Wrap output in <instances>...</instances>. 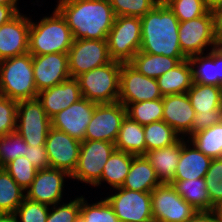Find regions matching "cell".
Segmentation results:
<instances>
[{
    "mask_svg": "<svg viewBox=\"0 0 222 222\" xmlns=\"http://www.w3.org/2000/svg\"><path fill=\"white\" fill-rule=\"evenodd\" d=\"M73 39L105 40L115 21L109 0H57Z\"/></svg>",
    "mask_w": 222,
    "mask_h": 222,
    "instance_id": "1",
    "label": "cell"
},
{
    "mask_svg": "<svg viewBox=\"0 0 222 222\" xmlns=\"http://www.w3.org/2000/svg\"><path fill=\"white\" fill-rule=\"evenodd\" d=\"M140 20V51L172 58H187L179 45V20L167 5H155Z\"/></svg>",
    "mask_w": 222,
    "mask_h": 222,
    "instance_id": "2",
    "label": "cell"
},
{
    "mask_svg": "<svg viewBox=\"0 0 222 222\" xmlns=\"http://www.w3.org/2000/svg\"><path fill=\"white\" fill-rule=\"evenodd\" d=\"M73 35L65 18L54 7L52 14L33 22L29 29L28 53L32 56L68 53Z\"/></svg>",
    "mask_w": 222,
    "mask_h": 222,
    "instance_id": "3",
    "label": "cell"
},
{
    "mask_svg": "<svg viewBox=\"0 0 222 222\" xmlns=\"http://www.w3.org/2000/svg\"><path fill=\"white\" fill-rule=\"evenodd\" d=\"M37 94L30 53L0 61V96L21 101Z\"/></svg>",
    "mask_w": 222,
    "mask_h": 222,
    "instance_id": "4",
    "label": "cell"
},
{
    "mask_svg": "<svg viewBox=\"0 0 222 222\" xmlns=\"http://www.w3.org/2000/svg\"><path fill=\"white\" fill-rule=\"evenodd\" d=\"M121 64L112 60L78 76L82 97L96 104L117 102Z\"/></svg>",
    "mask_w": 222,
    "mask_h": 222,
    "instance_id": "5",
    "label": "cell"
},
{
    "mask_svg": "<svg viewBox=\"0 0 222 222\" xmlns=\"http://www.w3.org/2000/svg\"><path fill=\"white\" fill-rule=\"evenodd\" d=\"M107 43L112 60L129 63L141 47L140 17L116 16Z\"/></svg>",
    "mask_w": 222,
    "mask_h": 222,
    "instance_id": "6",
    "label": "cell"
},
{
    "mask_svg": "<svg viewBox=\"0 0 222 222\" xmlns=\"http://www.w3.org/2000/svg\"><path fill=\"white\" fill-rule=\"evenodd\" d=\"M51 119L37 98L18 101L16 131L30 146H45Z\"/></svg>",
    "mask_w": 222,
    "mask_h": 222,
    "instance_id": "7",
    "label": "cell"
},
{
    "mask_svg": "<svg viewBox=\"0 0 222 222\" xmlns=\"http://www.w3.org/2000/svg\"><path fill=\"white\" fill-rule=\"evenodd\" d=\"M115 149V144L111 142L83 140L71 179L94 186L101 179L104 165Z\"/></svg>",
    "mask_w": 222,
    "mask_h": 222,
    "instance_id": "8",
    "label": "cell"
},
{
    "mask_svg": "<svg viewBox=\"0 0 222 222\" xmlns=\"http://www.w3.org/2000/svg\"><path fill=\"white\" fill-rule=\"evenodd\" d=\"M67 54L69 73L73 78L112 61L107 39H74Z\"/></svg>",
    "mask_w": 222,
    "mask_h": 222,
    "instance_id": "9",
    "label": "cell"
},
{
    "mask_svg": "<svg viewBox=\"0 0 222 222\" xmlns=\"http://www.w3.org/2000/svg\"><path fill=\"white\" fill-rule=\"evenodd\" d=\"M178 33L181 51L187 58L204 53L209 46L208 51L217 46L211 11L192 20L179 22Z\"/></svg>",
    "mask_w": 222,
    "mask_h": 222,
    "instance_id": "10",
    "label": "cell"
},
{
    "mask_svg": "<svg viewBox=\"0 0 222 222\" xmlns=\"http://www.w3.org/2000/svg\"><path fill=\"white\" fill-rule=\"evenodd\" d=\"M151 205L154 222H184L197 212L171 183H161L152 190Z\"/></svg>",
    "mask_w": 222,
    "mask_h": 222,
    "instance_id": "11",
    "label": "cell"
},
{
    "mask_svg": "<svg viewBox=\"0 0 222 222\" xmlns=\"http://www.w3.org/2000/svg\"><path fill=\"white\" fill-rule=\"evenodd\" d=\"M115 194L105 198L120 222H154L151 192H137L125 188L113 189Z\"/></svg>",
    "mask_w": 222,
    "mask_h": 222,
    "instance_id": "12",
    "label": "cell"
},
{
    "mask_svg": "<svg viewBox=\"0 0 222 222\" xmlns=\"http://www.w3.org/2000/svg\"><path fill=\"white\" fill-rule=\"evenodd\" d=\"M163 98L157 80L141 74L130 63H122L120 70L118 101L125 107L129 103H139Z\"/></svg>",
    "mask_w": 222,
    "mask_h": 222,
    "instance_id": "13",
    "label": "cell"
},
{
    "mask_svg": "<svg viewBox=\"0 0 222 222\" xmlns=\"http://www.w3.org/2000/svg\"><path fill=\"white\" fill-rule=\"evenodd\" d=\"M126 116V107L119 101L96 104L91 121L87 126L84 140L115 143Z\"/></svg>",
    "mask_w": 222,
    "mask_h": 222,
    "instance_id": "14",
    "label": "cell"
},
{
    "mask_svg": "<svg viewBox=\"0 0 222 222\" xmlns=\"http://www.w3.org/2000/svg\"><path fill=\"white\" fill-rule=\"evenodd\" d=\"M80 147L79 140L50 127L45 142L50 167L64 170L71 175L77 166Z\"/></svg>",
    "mask_w": 222,
    "mask_h": 222,
    "instance_id": "15",
    "label": "cell"
},
{
    "mask_svg": "<svg viewBox=\"0 0 222 222\" xmlns=\"http://www.w3.org/2000/svg\"><path fill=\"white\" fill-rule=\"evenodd\" d=\"M66 177L71 178V175L64 170L52 167L38 170L25 190L26 198L49 206L62 202Z\"/></svg>",
    "mask_w": 222,
    "mask_h": 222,
    "instance_id": "16",
    "label": "cell"
},
{
    "mask_svg": "<svg viewBox=\"0 0 222 222\" xmlns=\"http://www.w3.org/2000/svg\"><path fill=\"white\" fill-rule=\"evenodd\" d=\"M96 103L82 97L51 118V127L82 142L94 113Z\"/></svg>",
    "mask_w": 222,
    "mask_h": 222,
    "instance_id": "17",
    "label": "cell"
},
{
    "mask_svg": "<svg viewBox=\"0 0 222 222\" xmlns=\"http://www.w3.org/2000/svg\"><path fill=\"white\" fill-rule=\"evenodd\" d=\"M31 18L18 13L0 27V61L28 53Z\"/></svg>",
    "mask_w": 222,
    "mask_h": 222,
    "instance_id": "18",
    "label": "cell"
},
{
    "mask_svg": "<svg viewBox=\"0 0 222 222\" xmlns=\"http://www.w3.org/2000/svg\"><path fill=\"white\" fill-rule=\"evenodd\" d=\"M37 92L60 84L70 76L68 54L54 53L32 56Z\"/></svg>",
    "mask_w": 222,
    "mask_h": 222,
    "instance_id": "19",
    "label": "cell"
},
{
    "mask_svg": "<svg viewBox=\"0 0 222 222\" xmlns=\"http://www.w3.org/2000/svg\"><path fill=\"white\" fill-rule=\"evenodd\" d=\"M81 98L79 81L73 77H69L51 88L41 90L37 94V99L50 119Z\"/></svg>",
    "mask_w": 222,
    "mask_h": 222,
    "instance_id": "20",
    "label": "cell"
},
{
    "mask_svg": "<svg viewBox=\"0 0 222 222\" xmlns=\"http://www.w3.org/2000/svg\"><path fill=\"white\" fill-rule=\"evenodd\" d=\"M163 121L181 137L191 136V125L195 111L187 93L163 96Z\"/></svg>",
    "mask_w": 222,
    "mask_h": 222,
    "instance_id": "21",
    "label": "cell"
},
{
    "mask_svg": "<svg viewBox=\"0 0 222 222\" xmlns=\"http://www.w3.org/2000/svg\"><path fill=\"white\" fill-rule=\"evenodd\" d=\"M186 140L181 143L180 159L173 180L203 178L212 161L211 157L199 151L191 142Z\"/></svg>",
    "mask_w": 222,
    "mask_h": 222,
    "instance_id": "22",
    "label": "cell"
},
{
    "mask_svg": "<svg viewBox=\"0 0 222 222\" xmlns=\"http://www.w3.org/2000/svg\"><path fill=\"white\" fill-rule=\"evenodd\" d=\"M185 139L187 138L181 137L171 146L154 149L144 154L155 169L157 178L161 183H170L174 179L181 154V143Z\"/></svg>",
    "mask_w": 222,
    "mask_h": 222,
    "instance_id": "23",
    "label": "cell"
},
{
    "mask_svg": "<svg viewBox=\"0 0 222 222\" xmlns=\"http://www.w3.org/2000/svg\"><path fill=\"white\" fill-rule=\"evenodd\" d=\"M160 184L155 169L146 157L144 155L134 156L122 188L137 192H152Z\"/></svg>",
    "mask_w": 222,
    "mask_h": 222,
    "instance_id": "24",
    "label": "cell"
},
{
    "mask_svg": "<svg viewBox=\"0 0 222 222\" xmlns=\"http://www.w3.org/2000/svg\"><path fill=\"white\" fill-rule=\"evenodd\" d=\"M156 80L162 96L187 93L193 85L192 68L188 58Z\"/></svg>",
    "mask_w": 222,
    "mask_h": 222,
    "instance_id": "25",
    "label": "cell"
},
{
    "mask_svg": "<svg viewBox=\"0 0 222 222\" xmlns=\"http://www.w3.org/2000/svg\"><path fill=\"white\" fill-rule=\"evenodd\" d=\"M134 156L115 149L104 165L101 179L93 187L101 186L102 182L107 183L113 189L122 187Z\"/></svg>",
    "mask_w": 222,
    "mask_h": 222,
    "instance_id": "26",
    "label": "cell"
},
{
    "mask_svg": "<svg viewBox=\"0 0 222 222\" xmlns=\"http://www.w3.org/2000/svg\"><path fill=\"white\" fill-rule=\"evenodd\" d=\"M171 185L176 192L197 211H209L213 209L210 202L205 179L172 180Z\"/></svg>",
    "mask_w": 222,
    "mask_h": 222,
    "instance_id": "27",
    "label": "cell"
},
{
    "mask_svg": "<svg viewBox=\"0 0 222 222\" xmlns=\"http://www.w3.org/2000/svg\"><path fill=\"white\" fill-rule=\"evenodd\" d=\"M144 137L143 126L126 116L114 144L117 150L135 156L144 155L146 153Z\"/></svg>",
    "mask_w": 222,
    "mask_h": 222,
    "instance_id": "28",
    "label": "cell"
},
{
    "mask_svg": "<svg viewBox=\"0 0 222 222\" xmlns=\"http://www.w3.org/2000/svg\"><path fill=\"white\" fill-rule=\"evenodd\" d=\"M185 59L187 58H172L138 51L129 63L141 74L157 79Z\"/></svg>",
    "mask_w": 222,
    "mask_h": 222,
    "instance_id": "29",
    "label": "cell"
},
{
    "mask_svg": "<svg viewBox=\"0 0 222 222\" xmlns=\"http://www.w3.org/2000/svg\"><path fill=\"white\" fill-rule=\"evenodd\" d=\"M187 95L195 113L210 114V111H222L221 87L193 83Z\"/></svg>",
    "mask_w": 222,
    "mask_h": 222,
    "instance_id": "30",
    "label": "cell"
},
{
    "mask_svg": "<svg viewBox=\"0 0 222 222\" xmlns=\"http://www.w3.org/2000/svg\"><path fill=\"white\" fill-rule=\"evenodd\" d=\"M188 61L192 68L193 83L222 86L217 76L216 65L214 64V48L210 52L206 50V53L190 56Z\"/></svg>",
    "mask_w": 222,
    "mask_h": 222,
    "instance_id": "31",
    "label": "cell"
},
{
    "mask_svg": "<svg viewBox=\"0 0 222 222\" xmlns=\"http://www.w3.org/2000/svg\"><path fill=\"white\" fill-rule=\"evenodd\" d=\"M25 198V190L4 168H0V210L4 214H14Z\"/></svg>",
    "mask_w": 222,
    "mask_h": 222,
    "instance_id": "32",
    "label": "cell"
},
{
    "mask_svg": "<svg viewBox=\"0 0 222 222\" xmlns=\"http://www.w3.org/2000/svg\"><path fill=\"white\" fill-rule=\"evenodd\" d=\"M187 140L212 159L222 158V122L192 134Z\"/></svg>",
    "mask_w": 222,
    "mask_h": 222,
    "instance_id": "33",
    "label": "cell"
},
{
    "mask_svg": "<svg viewBox=\"0 0 222 222\" xmlns=\"http://www.w3.org/2000/svg\"><path fill=\"white\" fill-rule=\"evenodd\" d=\"M143 129L146 152L171 146L181 138V135L163 120L144 125Z\"/></svg>",
    "mask_w": 222,
    "mask_h": 222,
    "instance_id": "34",
    "label": "cell"
},
{
    "mask_svg": "<svg viewBox=\"0 0 222 222\" xmlns=\"http://www.w3.org/2000/svg\"><path fill=\"white\" fill-rule=\"evenodd\" d=\"M127 116L144 126L163 119V99L129 103L126 106Z\"/></svg>",
    "mask_w": 222,
    "mask_h": 222,
    "instance_id": "35",
    "label": "cell"
},
{
    "mask_svg": "<svg viewBox=\"0 0 222 222\" xmlns=\"http://www.w3.org/2000/svg\"><path fill=\"white\" fill-rule=\"evenodd\" d=\"M84 197L81 195L80 216L85 222H120L105 198L90 204Z\"/></svg>",
    "mask_w": 222,
    "mask_h": 222,
    "instance_id": "36",
    "label": "cell"
},
{
    "mask_svg": "<svg viewBox=\"0 0 222 222\" xmlns=\"http://www.w3.org/2000/svg\"><path fill=\"white\" fill-rule=\"evenodd\" d=\"M28 144L23 137L17 132L8 133L1 136L0 139V160L1 168L17 157H22L25 154Z\"/></svg>",
    "mask_w": 222,
    "mask_h": 222,
    "instance_id": "37",
    "label": "cell"
},
{
    "mask_svg": "<svg viewBox=\"0 0 222 222\" xmlns=\"http://www.w3.org/2000/svg\"><path fill=\"white\" fill-rule=\"evenodd\" d=\"M3 168L24 190L31 185L38 171V169L24 156L17 157Z\"/></svg>",
    "mask_w": 222,
    "mask_h": 222,
    "instance_id": "38",
    "label": "cell"
},
{
    "mask_svg": "<svg viewBox=\"0 0 222 222\" xmlns=\"http://www.w3.org/2000/svg\"><path fill=\"white\" fill-rule=\"evenodd\" d=\"M115 16L142 17L155 5L156 0H109Z\"/></svg>",
    "mask_w": 222,
    "mask_h": 222,
    "instance_id": "39",
    "label": "cell"
},
{
    "mask_svg": "<svg viewBox=\"0 0 222 222\" xmlns=\"http://www.w3.org/2000/svg\"><path fill=\"white\" fill-rule=\"evenodd\" d=\"M167 6L173 11L179 22L203 16L209 11L203 0H173Z\"/></svg>",
    "mask_w": 222,
    "mask_h": 222,
    "instance_id": "40",
    "label": "cell"
},
{
    "mask_svg": "<svg viewBox=\"0 0 222 222\" xmlns=\"http://www.w3.org/2000/svg\"><path fill=\"white\" fill-rule=\"evenodd\" d=\"M81 197H76L68 203H58L49 208L46 222H76L80 216Z\"/></svg>",
    "mask_w": 222,
    "mask_h": 222,
    "instance_id": "41",
    "label": "cell"
},
{
    "mask_svg": "<svg viewBox=\"0 0 222 222\" xmlns=\"http://www.w3.org/2000/svg\"><path fill=\"white\" fill-rule=\"evenodd\" d=\"M204 179L210 202L214 205L222 199V158L212 159Z\"/></svg>",
    "mask_w": 222,
    "mask_h": 222,
    "instance_id": "42",
    "label": "cell"
},
{
    "mask_svg": "<svg viewBox=\"0 0 222 222\" xmlns=\"http://www.w3.org/2000/svg\"><path fill=\"white\" fill-rule=\"evenodd\" d=\"M50 206L27 198L19 205L14 215L19 222H46Z\"/></svg>",
    "mask_w": 222,
    "mask_h": 222,
    "instance_id": "43",
    "label": "cell"
},
{
    "mask_svg": "<svg viewBox=\"0 0 222 222\" xmlns=\"http://www.w3.org/2000/svg\"><path fill=\"white\" fill-rule=\"evenodd\" d=\"M18 101L0 96V136L16 131Z\"/></svg>",
    "mask_w": 222,
    "mask_h": 222,
    "instance_id": "44",
    "label": "cell"
},
{
    "mask_svg": "<svg viewBox=\"0 0 222 222\" xmlns=\"http://www.w3.org/2000/svg\"><path fill=\"white\" fill-rule=\"evenodd\" d=\"M222 122V111H210V114L198 112L193 118L191 135Z\"/></svg>",
    "mask_w": 222,
    "mask_h": 222,
    "instance_id": "45",
    "label": "cell"
},
{
    "mask_svg": "<svg viewBox=\"0 0 222 222\" xmlns=\"http://www.w3.org/2000/svg\"><path fill=\"white\" fill-rule=\"evenodd\" d=\"M23 156L26 157L38 170L50 167L45 146L28 145Z\"/></svg>",
    "mask_w": 222,
    "mask_h": 222,
    "instance_id": "46",
    "label": "cell"
},
{
    "mask_svg": "<svg viewBox=\"0 0 222 222\" xmlns=\"http://www.w3.org/2000/svg\"><path fill=\"white\" fill-rule=\"evenodd\" d=\"M214 38L217 46H222V6L213 9Z\"/></svg>",
    "mask_w": 222,
    "mask_h": 222,
    "instance_id": "47",
    "label": "cell"
},
{
    "mask_svg": "<svg viewBox=\"0 0 222 222\" xmlns=\"http://www.w3.org/2000/svg\"><path fill=\"white\" fill-rule=\"evenodd\" d=\"M18 6L0 5V27L13 19L20 11Z\"/></svg>",
    "mask_w": 222,
    "mask_h": 222,
    "instance_id": "48",
    "label": "cell"
},
{
    "mask_svg": "<svg viewBox=\"0 0 222 222\" xmlns=\"http://www.w3.org/2000/svg\"><path fill=\"white\" fill-rule=\"evenodd\" d=\"M184 222H217L215 214L212 210L209 211H197L192 217L188 218Z\"/></svg>",
    "mask_w": 222,
    "mask_h": 222,
    "instance_id": "49",
    "label": "cell"
},
{
    "mask_svg": "<svg viewBox=\"0 0 222 222\" xmlns=\"http://www.w3.org/2000/svg\"><path fill=\"white\" fill-rule=\"evenodd\" d=\"M214 64L216 65L218 79L222 83V46L214 48Z\"/></svg>",
    "mask_w": 222,
    "mask_h": 222,
    "instance_id": "50",
    "label": "cell"
},
{
    "mask_svg": "<svg viewBox=\"0 0 222 222\" xmlns=\"http://www.w3.org/2000/svg\"><path fill=\"white\" fill-rule=\"evenodd\" d=\"M212 211L215 214L216 221L222 222V199L214 204Z\"/></svg>",
    "mask_w": 222,
    "mask_h": 222,
    "instance_id": "51",
    "label": "cell"
},
{
    "mask_svg": "<svg viewBox=\"0 0 222 222\" xmlns=\"http://www.w3.org/2000/svg\"><path fill=\"white\" fill-rule=\"evenodd\" d=\"M203 2L209 11L222 6V0H203Z\"/></svg>",
    "mask_w": 222,
    "mask_h": 222,
    "instance_id": "52",
    "label": "cell"
},
{
    "mask_svg": "<svg viewBox=\"0 0 222 222\" xmlns=\"http://www.w3.org/2000/svg\"><path fill=\"white\" fill-rule=\"evenodd\" d=\"M0 222H19L14 214H3L0 216Z\"/></svg>",
    "mask_w": 222,
    "mask_h": 222,
    "instance_id": "53",
    "label": "cell"
},
{
    "mask_svg": "<svg viewBox=\"0 0 222 222\" xmlns=\"http://www.w3.org/2000/svg\"><path fill=\"white\" fill-rule=\"evenodd\" d=\"M19 0H0V5L17 6Z\"/></svg>",
    "mask_w": 222,
    "mask_h": 222,
    "instance_id": "54",
    "label": "cell"
},
{
    "mask_svg": "<svg viewBox=\"0 0 222 222\" xmlns=\"http://www.w3.org/2000/svg\"><path fill=\"white\" fill-rule=\"evenodd\" d=\"M172 1L173 0H156L157 4H160V5H168Z\"/></svg>",
    "mask_w": 222,
    "mask_h": 222,
    "instance_id": "55",
    "label": "cell"
},
{
    "mask_svg": "<svg viewBox=\"0 0 222 222\" xmlns=\"http://www.w3.org/2000/svg\"><path fill=\"white\" fill-rule=\"evenodd\" d=\"M76 222H85V221H84V219H83L81 216H79V217L76 219Z\"/></svg>",
    "mask_w": 222,
    "mask_h": 222,
    "instance_id": "56",
    "label": "cell"
}]
</instances>
